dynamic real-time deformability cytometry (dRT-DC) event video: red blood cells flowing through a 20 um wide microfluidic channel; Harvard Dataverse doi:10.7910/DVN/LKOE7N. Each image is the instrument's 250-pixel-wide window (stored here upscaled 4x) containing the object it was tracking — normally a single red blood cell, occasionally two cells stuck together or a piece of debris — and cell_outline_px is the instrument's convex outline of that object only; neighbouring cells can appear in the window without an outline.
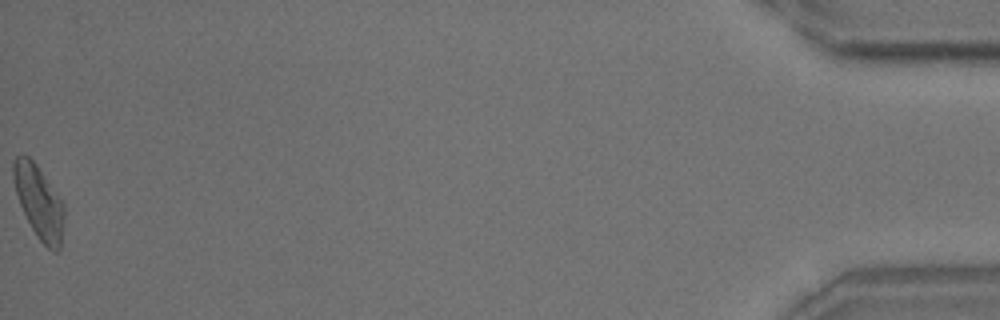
{"species": "common noctule bat (a hibernating species)", "species_latin": "Nyctalus noctula", "temperature_condition": "room temperature", "stored_images_in_passage": 47, "camera_frame_rate_fps": 3000, "um_per_image_px": 0.085, "animal": {"sex": "male", "body_mass_g": 18.8}, "frame": {"image": 1, "passage_image": 47, "time_ms": 15.333, "image_size_px": [1000, 320], "cell_outline_px": [[64, 216], [60, 248], [56, 252], [52, 252], [36, 236], [20, 204], [16, 192], [12, 176], [12, 164], [16, 156], [28, 156], [36, 164], [64, 204]], "centroid_in_image_um": [3.31, 17.17], "position_along_channel_um": 431.9, "area_um2": 21.27}, "authors_computed_cell_mechanics": {"area_um2": 19.8832, "velocity_mm_per_s": 3.4232, "shape_relaxation_time_tau1_ms": 5.2491, "shape_relaxation_time_tau2_ms": 1.4262, "deformation_change_tau1": 0.1176, "deformation_change_tau2": 0.0677}}